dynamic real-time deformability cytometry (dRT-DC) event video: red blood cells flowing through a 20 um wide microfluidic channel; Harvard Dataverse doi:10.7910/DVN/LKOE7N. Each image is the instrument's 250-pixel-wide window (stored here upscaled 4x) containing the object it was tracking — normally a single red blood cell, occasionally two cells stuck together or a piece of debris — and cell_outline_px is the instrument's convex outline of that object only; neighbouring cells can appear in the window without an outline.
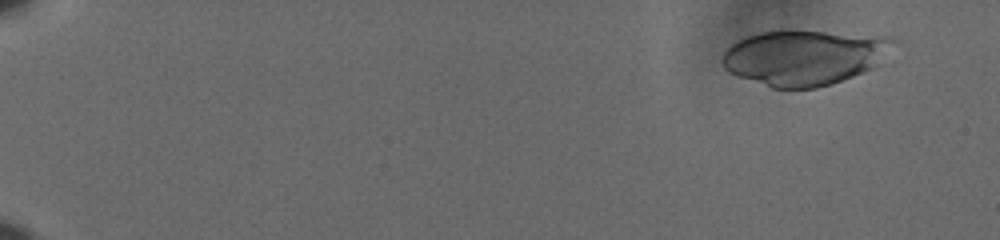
{"species": "human", "species_latin": "Homo sapiens", "temperature_condition": "cold", "stored_images_in_passage": 59, "camera_frame_rate_fps": 3000, "um_per_image_px": 0.085, "donor": {"sex": "male"}, "frame": {"image": 1, "passage_image": 5, "time_ms": 1.333, "image_size_px": [1000, 240], "cell_outline_px": [[892, 40], [880, 64], [872, 68], [832, 84], [816, 88], [772, 88], [728, 72], [720, 64], [720, 60], [724, 52], [736, 40], [760, 32], [824, 32], [884, 36]], "centroid_in_image_um": [68.28, 4.91], "position_along_channel_um": 16.7, "area_um2": 53.99}}
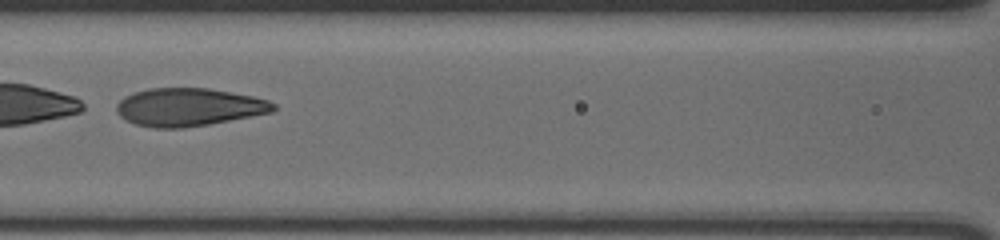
{"frame": {"image": 2, "passage_image": 31, "time_ms": 10.0, "image_size_px": [1000, 240], "cell_outline_px": [[276, 108], [272, 112], [208, 124], [184, 128], [152, 128], [136, 124], [120, 116], [116, 108], [116, 104], [124, 96], [148, 88], [208, 88], [252, 96], [268, 100], [276, 104]], "centroid_in_image_um": [16.04, 9.1], "position_along_channel_um": 150.6, "area_um2": 34.51}}
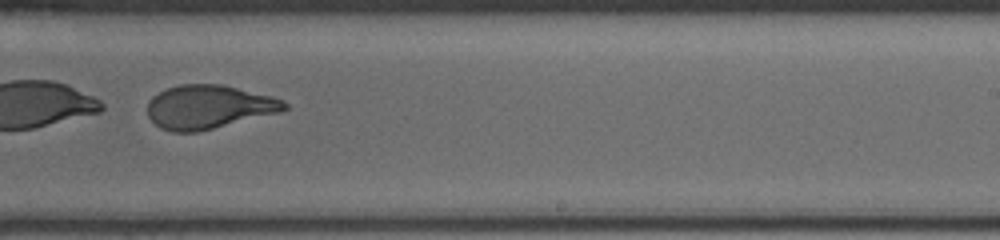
{"frame": {"image": 3, "passage_image": 41, "time_ms": 13.333, "image_size_px": [1000, 240], "cell_outline_px": [[288, 108], [280, 112], [196, 132], [172, 132], [160, 128], [148, 116], [148, 100], [152, 96], [168, 88], [180, 84], [220, 84], [272, 96], [284, 100], [288, 104]], "centroid_in_image_um": [17.73, 9.08], "position_along_channel_um": 271.3, "area_um2": 34.68}}